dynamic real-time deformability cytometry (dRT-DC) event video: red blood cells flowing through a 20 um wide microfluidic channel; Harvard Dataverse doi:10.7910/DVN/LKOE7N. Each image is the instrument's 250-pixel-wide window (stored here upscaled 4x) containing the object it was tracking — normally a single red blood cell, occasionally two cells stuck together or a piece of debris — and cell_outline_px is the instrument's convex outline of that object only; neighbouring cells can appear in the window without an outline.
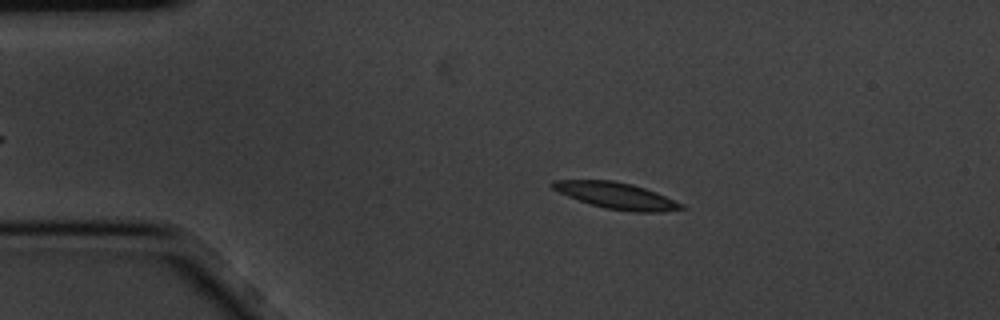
{"species": "common noctule bat (a hibernating species)", "species_latin": "Nyctalus noctula", "temperature_condition": "cold", "stored_images_in_passage": 7, "camera_frame_rate_fps": 3000, "um_per_image_px": 0.085, "animal": {"sex": "male", "body_mass_g": 20.1, "forearm_length_mm": 53.5}, "frame": {"image": 1, "passage_image": 3, "time_ms": 0.667, "image_size_px": [1000, 320], "cell_outline_px": [[688, 208], [664, 212], [632, 212], [604, 208], [568, 196], [552, 188], [548, 184], [552, 180], [612, 180], [632, 184], [656, 192], [684, 204]], "centroid_in_image_um": [52.43, 16.63], "position_along_channel_um": 32.6, "area_um2": 19.83}}
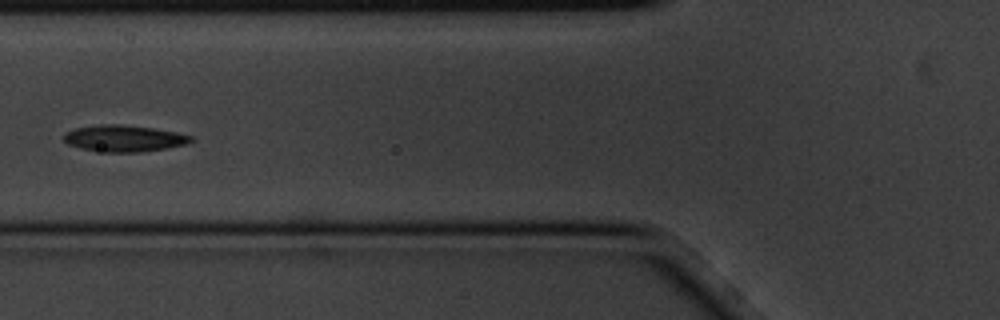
{"frame": {"image": 2, "passage_image": 6, "time_ms": 1.667, "image_size_px": [1000, 320], "cell_outline_px": [[196, 140], [188, 144], [168, 148], [140, 152], [104, 152], [80, 148], [68, 144], [64, 140], [64, 132], [76, 128], [100, 124], [120, 124], [152, 128], [176, 132], [192, 136]], "centroid_in_image_um": [10.57, 11.76], "position_along_channel_um": 115.2, "area_um2": 19.77}}
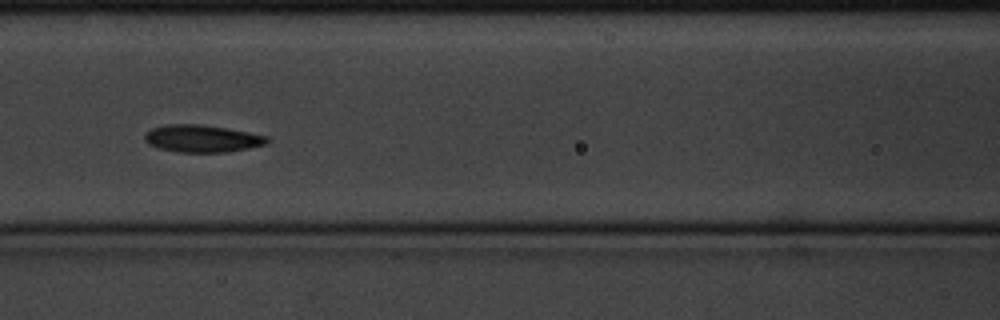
{"frame": {"image": 3, "passage_image": 7, "time_ms": 2.0, "image_size_px": [1000, 320], "cell_outline_px": [[268, 144], [228, 152], [176, 152], [160, 148], [148, 144], [144, 140], [144, 136], [152, 128], [168, 124], [200, 124], [248, 132], [268, 136]], "centroid_in_image_um": [17.18, 11.78], "position_along_channel_um": 149.4, "area_um2": 19.36}}